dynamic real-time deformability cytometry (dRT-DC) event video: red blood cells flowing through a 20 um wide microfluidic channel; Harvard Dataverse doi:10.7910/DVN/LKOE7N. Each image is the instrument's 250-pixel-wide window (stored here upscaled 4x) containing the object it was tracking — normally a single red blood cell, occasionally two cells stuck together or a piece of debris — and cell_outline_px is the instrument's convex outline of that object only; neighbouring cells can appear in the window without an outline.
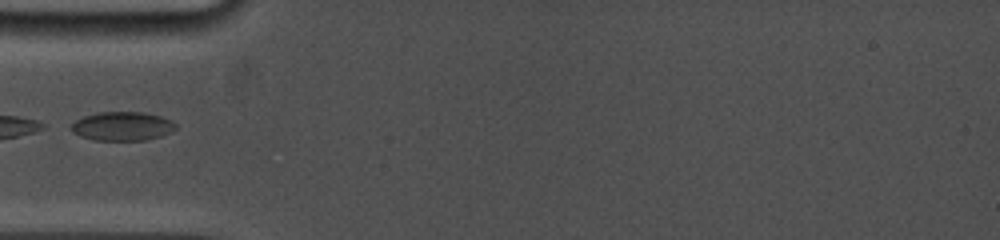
{"species": "common noctule bat (a hibernating species)", "species_latin": "Nyctalus noctula", "temperature_condition": "cold", "stored_images_in_passage": 34, "camera_frame_rate_fps": 5000, "um_per_image_px": 0.085, "animal": {"sex": "female", "body_mass_g": 19.0, "forearm_length_mm": 53.3}, "frame": {"image": 1, "passage_image": 1, "time_ms": 0.0, "image_size_px": [1000, 240], "cell_outline_px": [[176, 128], [172, 132], [160, 136], [144, 140], [92, 140], [80, 136], [72, 132], [72, 124], [76, 120], [84, 116], [96, 112], [144, 112], [160, 116], [172, 120], [176, 124]], "centroid_in_image_um": [10.41, 10.72], "position_along_channel_um": 74.6, "area_um2": 17.63}}